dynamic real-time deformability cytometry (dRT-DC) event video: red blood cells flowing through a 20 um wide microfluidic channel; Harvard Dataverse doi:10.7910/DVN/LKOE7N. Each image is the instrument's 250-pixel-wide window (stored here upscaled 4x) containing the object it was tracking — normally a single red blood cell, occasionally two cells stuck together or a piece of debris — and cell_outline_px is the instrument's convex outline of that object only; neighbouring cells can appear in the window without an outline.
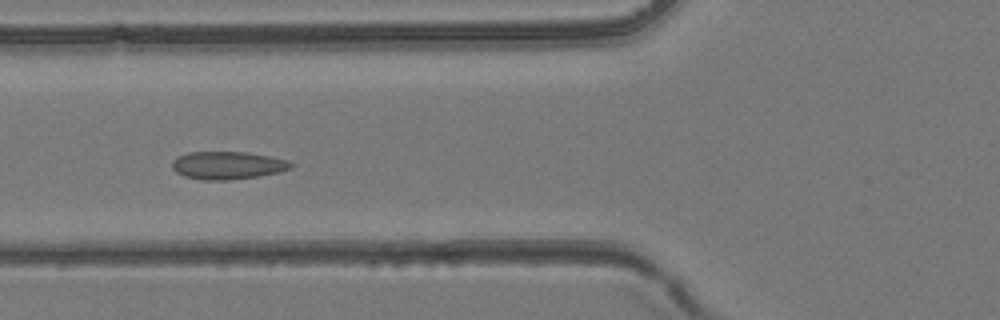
{"species": "common noctule bat (a hibernating species)", "species_latin": "Nyctalus noctula", "temperature_condition": "room temperature", "stored_images_in_passage": 45, "camera_frame_rate_fps": 3000, "um_per_image_px": 0.085, "animal": {"sex": "female", "body_mass_g": 24.6, "forearm_length_mm": 56.2}, "frame": {"image": 1, "passage_image": 17, "time_ms": 5.333, "image_size_px": [1000, 320], "cell_outline_px": [[292, 168], [280, 172], [260, 176], [228, 180], [200, 180], [184, 176], [176, 172], [172, 168], [172, 160], [176, 156], [188, 152], [248, 152], [288, 160], [292, 164]], "centroid_in_image_um": [19.32, 14.06], "position_along_channel_um": 106.5, "area_um2": 19.42}}
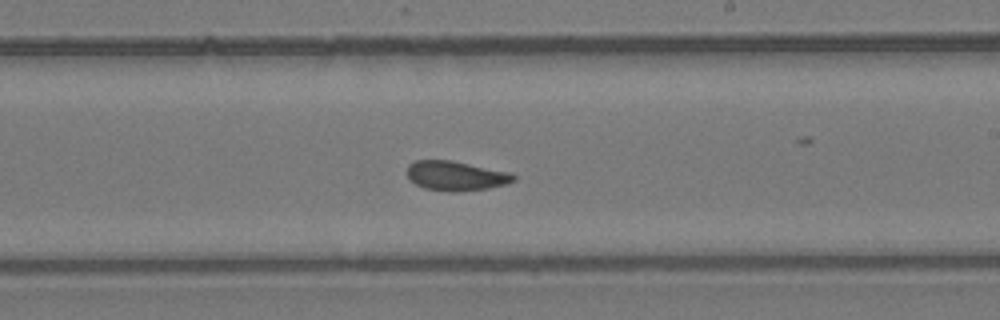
{"frame": {"image": 2, "passage_image": 26, "time_ms": 8.333, "image_size_px": [1000, 320], "cell_outline_px": [[516, 180], [508, 184], [488, 188], [456, 192], [448, 192], [424, 188], [408, 180], [404, 172], [408, 164], [416, 160], [452, 160], [508, 172], [516, 176]], "centroid_in_image_um": [38.69, 14.95], "position_along_channel_um": 250.3, "area_um2": 18.67}}
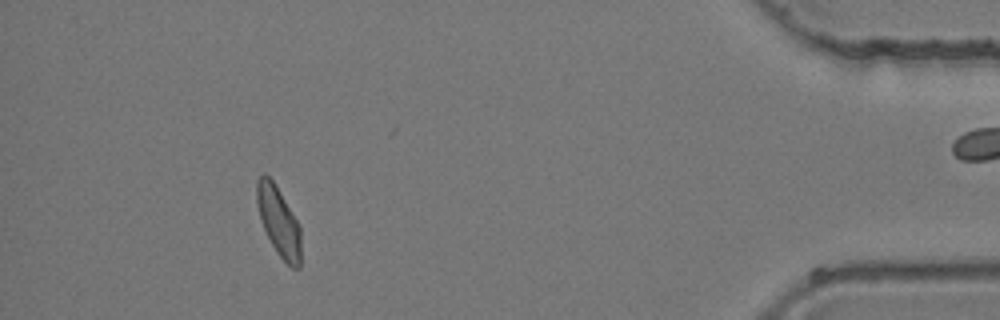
{"frame": {"image": 3, "passage_image": 40, "time_ms": 13.0, "image_size_px": [1000, 320], "cell_outline_px": [[300, 268], [292, 268], [276, 252], [264, 228], [260, 216], [256, 200], [256, 180], [264, 172], [276, 184], [296, 220], [300, 228]], "centroid_in_image_um": [23.67, 18.79], "position_along_channel_um": 411.5, "area_um2": 17.51}}